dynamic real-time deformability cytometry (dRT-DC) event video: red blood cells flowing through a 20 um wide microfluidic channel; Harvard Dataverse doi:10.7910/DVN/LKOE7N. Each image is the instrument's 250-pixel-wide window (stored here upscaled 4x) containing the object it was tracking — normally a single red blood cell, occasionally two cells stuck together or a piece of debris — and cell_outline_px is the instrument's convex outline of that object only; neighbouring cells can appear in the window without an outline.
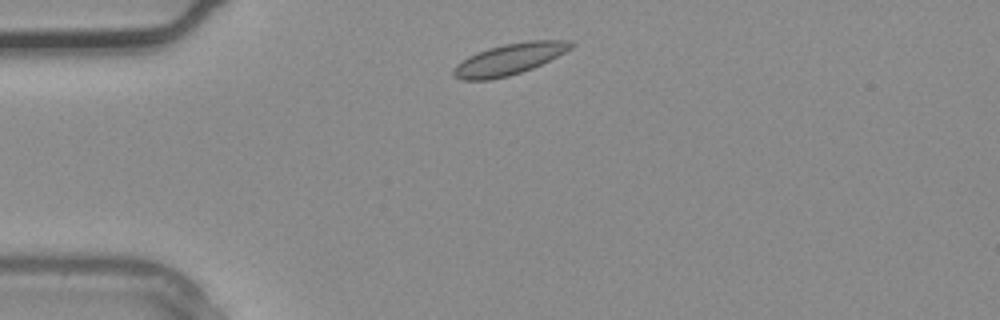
{"species": "common noctule bat (a hibernating species)", "species_latin": "Nyctalus noctula", "temperature_condition": "warm", "stored_images_in_passage": 2, "camera_frame_rate_fps": 3000, "um_per_image_px": 0.085, "animal": {"sex": "male", "body_mass_g": 20.4}, "frame": {"image": 1, "passage_image": 1, "time_ms": 0.0, "image_size_px": [1000, 320], "cell_outline_px": [[576, 44], [572, 48], [532, 68], [508, 76], [488, 80], [460, 80], [452, 76], [452, 68], [456, 64], [468, 56], [476, 52], [488, 48], [504, 44], [528, 40], [572, 40]], "centroid_in_image_um": [43.25, 5.02], "position_along_channel_um": 41.8, "area_um2": 21.44}}